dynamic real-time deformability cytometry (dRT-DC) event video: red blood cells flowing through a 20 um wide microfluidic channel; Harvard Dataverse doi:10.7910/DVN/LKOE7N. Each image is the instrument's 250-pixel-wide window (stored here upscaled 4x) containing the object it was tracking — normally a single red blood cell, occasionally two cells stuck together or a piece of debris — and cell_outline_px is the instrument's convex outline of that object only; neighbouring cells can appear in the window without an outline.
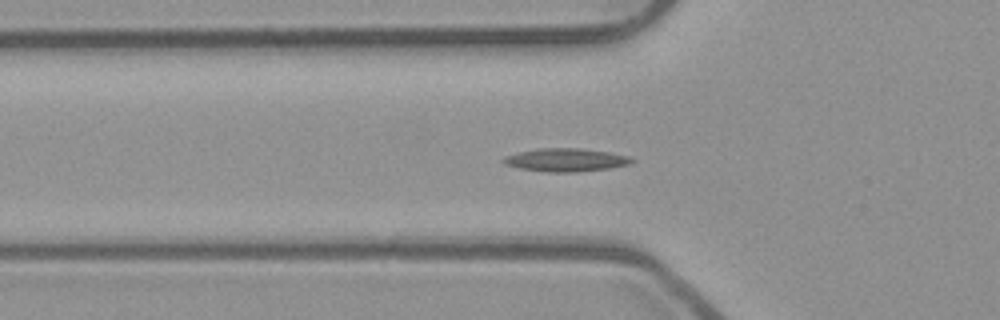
{"species": "common noctule bat (a hibernating species)", "species_latin": "Nyctalus noctula", "temperature_condition": "room temperature", "stored_images_in_passage": 47, "camera_frame_rate_fps": 3000, "um_per_image_px": 0.085, "animal": {"sex": "male", "body_mass_g": 23.1, "forearm_length_mm": 52.7}, "frame": {"image": 1, "passage_image": 12, "time_ms": 3.667, "image_size_px": [1000, 320], "cell_outline_px": [[636, 160], [628, 164], [608, 168], [576, 172], [548, 172], [520, 168], [504, 164], [500, 160], [504, 156], [520, 152], [540, 148], [580, 148], [608, 152], [628, 156]], "centroid_in_image_um": [48.06, 13.59], "position_along_channel_um": 77.7, "area_um2": 17.17}}
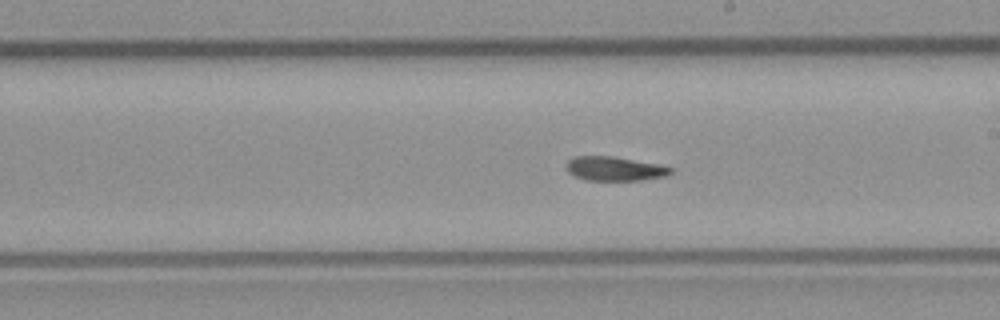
{"frame": {"image": 2, "passage_image": 24, "time_ms": 7.667, "image_size_px": [1000, 320], "cell_outline_px": [[672, 172], [668, 176], [640, 180], [584, 180], [568, 172], [568, 160], [572, 156], [612, 156], [656, 164], [672, 168]], "centroid_in_image_um": [52.24, 14.34], "position_along_channel_um": 236.8, "area_um2": 14.51}}
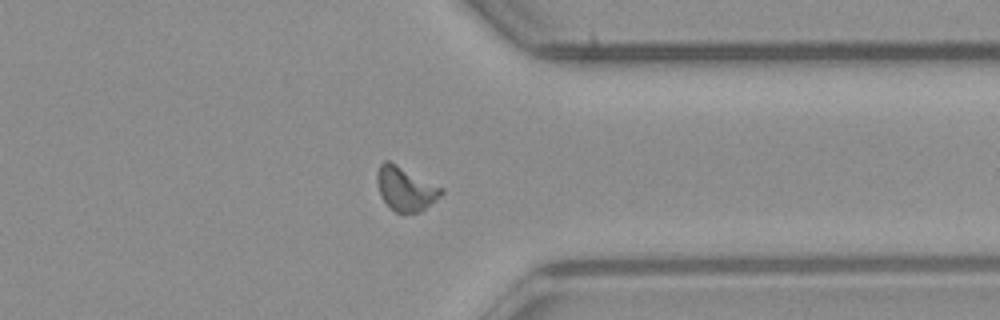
{"frame": {"image": 3, "passage_image": 35, "time_ms": 11.333, "image_size_px": [1000, 320], "cell_outline_px": [[444, 192], [440, 196], [420, 212], [396, 212], [380, 196], [376, 180], [376, 172], [380, 164], [384, 160], [388, 160], [444, 188]], "centroid_in_image_um": [34.45, 16.02], "position_along_channel_um": 376.9, "area_um2": 16.3}, "authors_computed_cell_mechanics": {"area_um2": 15.3748, "velocity_mm_per_s": 3.9489, "shape_relaxation_time_tau1_ms": null, "shape_relaxation_time_tau2_ms": 4.7153, "deformation_change_tau1": null, "deformation_change_tau2": 0.126}}